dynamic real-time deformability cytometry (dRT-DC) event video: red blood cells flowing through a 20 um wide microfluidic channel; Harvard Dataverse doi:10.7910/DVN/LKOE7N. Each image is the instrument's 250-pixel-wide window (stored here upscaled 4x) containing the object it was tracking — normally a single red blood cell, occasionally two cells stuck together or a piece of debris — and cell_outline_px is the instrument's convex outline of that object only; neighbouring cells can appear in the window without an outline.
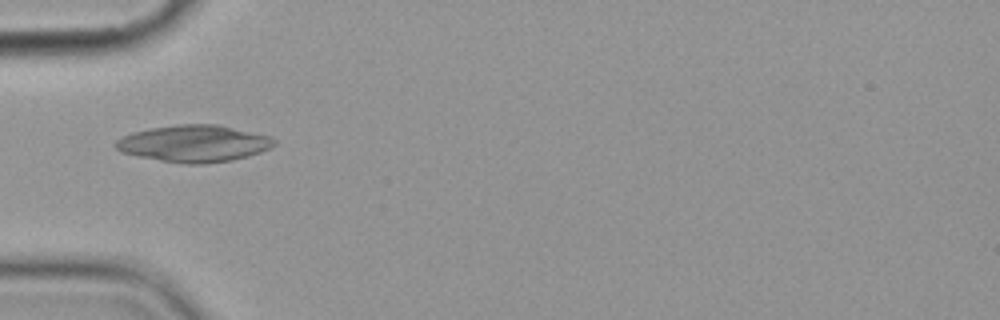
{"species": "common noctule bat (a hibernating species)", "species_latin": "Nyctalus noctula", "temperature_condition": "cold", "stored_images_in_passage": 5, "camera_frame_rate_fps": 3000, "um_per_image_px": 0.085, "animal": {"sex": "female", "body_mass_g": 19.9}, "frame": {"image": 1, "passage_image": 1, "time_ms": 0.0, "image_size_px": [1000, 320], "cell_outline_px": [[276, 144], [260, 152], [248, 156], [232, 160], [204, 164], [184, 164], [160, 160], [140, 156], [124, 152], [116, 148], [112, 144], [116, 140], [132, 132], [152, 128], [176, 124], [216, 124], [272, 136], [276, 140]], "centroid_in_image_um": [16.51, 12.19], "position_along_channel_um": 68.5, "area_um2": 33.93}}
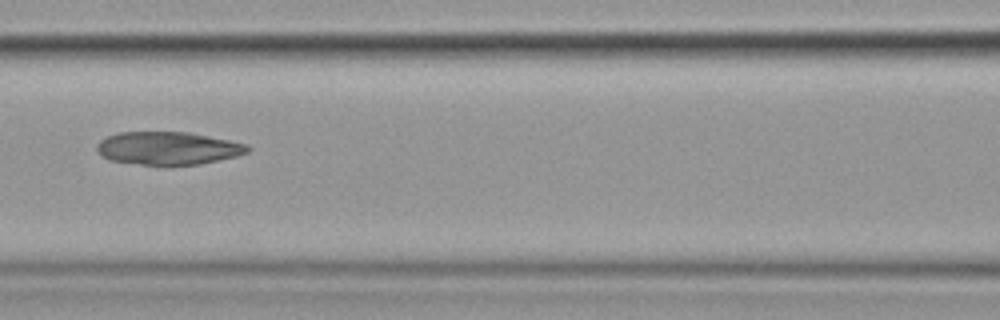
{"frame": {"image": 2, "passage_image": 3, "time_ms": 2.333, "image_size_px": [1000, 320], "cell_outline_px": [[252, 148], [248, 152], [236, 156], [200, 164], [140, 164], [108, 160], [100, 156], [96, 152], [96, 144], [100, 140], [116, 132], [188, 132], [248, 144]], "centroid_in_image_um": [14.24, 12.59], "position_along_channel_um": 152.4, "area_um2": 28.9}}
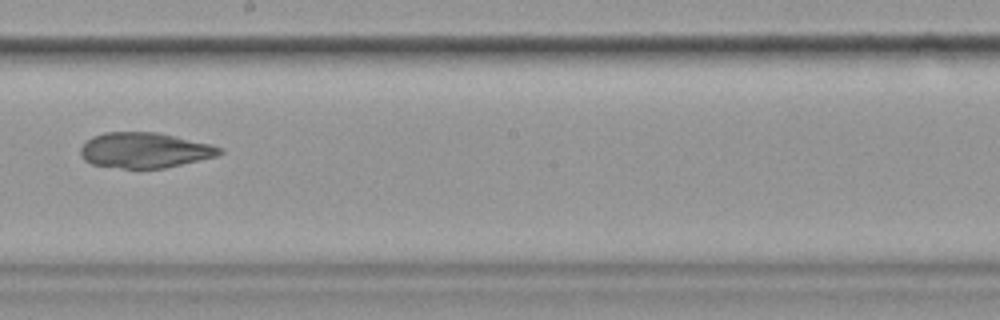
{"frame": {"image": 3, "passage_image": 5, "time_ms": 4.667, "image_size_px": [1000, 320], "cell_outline_px": [[224, 152], [216, 156], [164, 168], [120, 168], [92, 164], [84, 160], [80, 156], [80, 148], [92, 136], [104, 132], [156, 132], [212, 144], [224, 148]], "centroid_in_image_um": [12.3, 12.76], "position_along_channel_um": 235.9, "area_um2": 28.67}}